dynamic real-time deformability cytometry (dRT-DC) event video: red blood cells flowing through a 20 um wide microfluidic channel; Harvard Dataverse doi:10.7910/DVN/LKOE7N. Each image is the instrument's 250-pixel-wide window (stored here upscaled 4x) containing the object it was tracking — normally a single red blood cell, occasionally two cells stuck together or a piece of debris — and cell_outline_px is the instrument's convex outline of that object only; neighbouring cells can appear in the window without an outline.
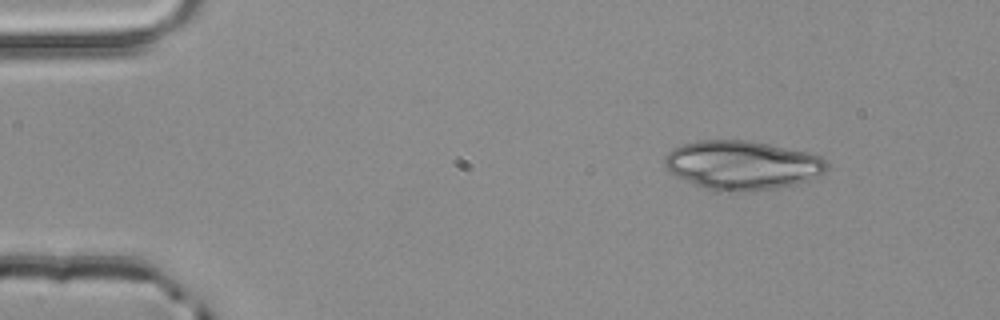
{"species": "common noctule bat (a hibernating species)", "species_latin": "Nyctalus noctula", "temperature_condition": "room temperature", "stored_images_in_passage": 3, "camera_frame_rate_fps": 3000, "um_per_image_px": 0.085, "animal": {"sex": "male", "body_mass_g": 20.4}, "frame": {"image": 1, "passage_image": 1, "time_ms": 0.0, "image_size_px": [1000, 320], "cell_outline_px": [[828, 172], [808, 180], [796, 184], [776, 188], [748, 192], [716, 192], [676, 176], [664, 164], [664, 156], [672, 148], [696, 140], [748, 140], [812, 152], [820, 156], [828, 164]], "centroid_in_image_um": [63.13, 14.04], "position_along_channel_um": 21.9, "area_um2": 46.82}}